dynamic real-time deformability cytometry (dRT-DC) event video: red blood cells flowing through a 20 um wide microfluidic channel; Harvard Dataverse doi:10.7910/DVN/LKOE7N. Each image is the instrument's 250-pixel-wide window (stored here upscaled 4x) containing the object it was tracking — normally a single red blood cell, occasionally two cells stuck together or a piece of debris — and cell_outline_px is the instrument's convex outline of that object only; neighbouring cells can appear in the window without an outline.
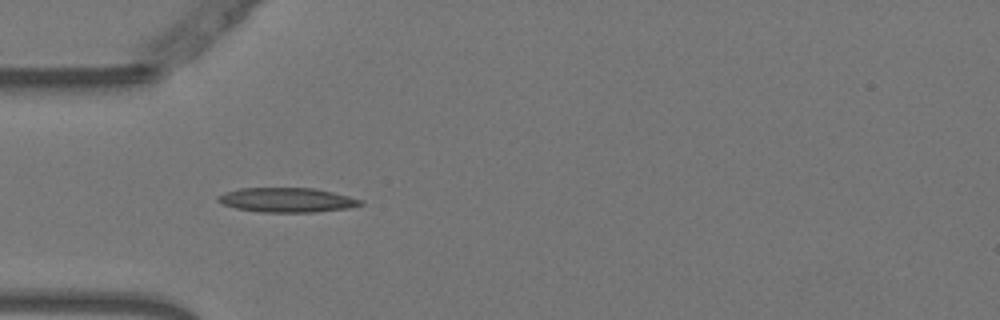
{"species": "Egyptian fruit bat (a non-hibernating species)", "species_latin": "Rousettus aegyptiacus", "temperature_condition": "warm", "stored_images_in_passage": 42, "camera_frame_rate_fps": 3000, "um_per_image_px": 0.085, "animal": {"sex": "female"}, "frame": {"image": 1, "passage_image": 5, "time_ms": 1.333, "image_size_px": [1000, 320], "cell_outline_px": [[364, 204], [348, 208], [316, 212], [260, 212], [236, 208], [220, 204], [216, 200], [216, 196], [224, 192], [240, 188], [316, 188], [364, 200]], "centroid_in_image_um": [24.36, 17.0], "position_along_channel_um": 60.6, "area_um2": 20.52}}
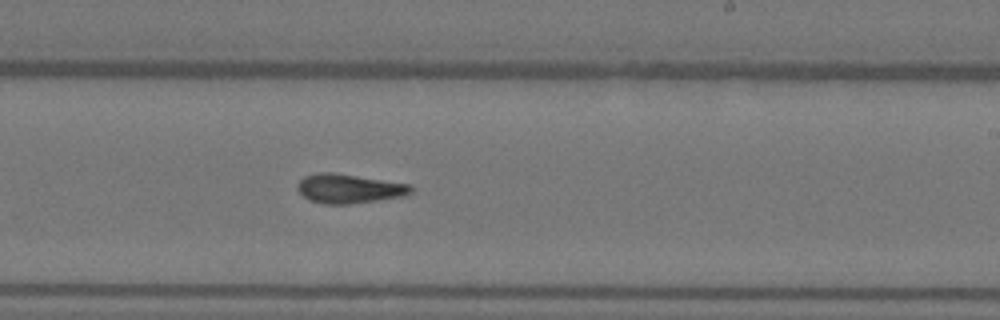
{"frame": {"image": 2, "passage_image": 21, "time_ms": 6.667, "image_size_px": [1000, 320], "cell_outline_px": [[416, 188], [412, 192], [404, 196], [380, 200], [352, 204], [324, 204], [308, 200], [296, 188], [296, 184], [304, 176], [320, 172], [332, 172], [412, 184]], "centroid_in_image_um": [29.7, 16.03], "position_along_channel_um": 259.3, "area_um2": 19.65}}
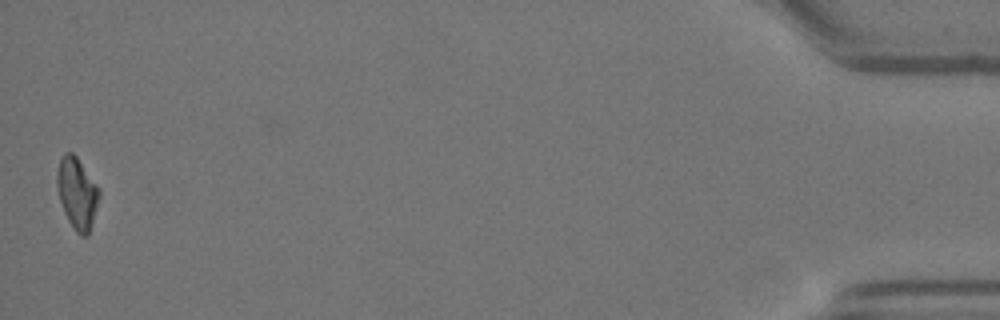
{"frame": {"image": 3, "passage_image": 42, "time_ms": 13.667, "image_size_px": [1000, 320], "cell_outline_px": [[100, 196], [88, 236], [80, 236], [76, 232], [68, 220], [64, 212], [60, 200], [56, 184], [56, 172], [60, 156], [64, 152], [72, 152], [76, 156], [100, 188]], "centroid_in_image_um": [6.54, 16.4], "position_along_channel_um": 428.7, "area_um2": 17.69}, "authors_computed_cell_mechanics": {"area_um2": 18.7272, "velocity_mm_per_s": 3.7567, "shape_relaxation_time_tau1_ms": 7.0383, "shape_relaxation_time_tau2_ms": 4.095, "deformation_change_tau1": 0.2629, "deformation_change_tau2": 0.1393}}